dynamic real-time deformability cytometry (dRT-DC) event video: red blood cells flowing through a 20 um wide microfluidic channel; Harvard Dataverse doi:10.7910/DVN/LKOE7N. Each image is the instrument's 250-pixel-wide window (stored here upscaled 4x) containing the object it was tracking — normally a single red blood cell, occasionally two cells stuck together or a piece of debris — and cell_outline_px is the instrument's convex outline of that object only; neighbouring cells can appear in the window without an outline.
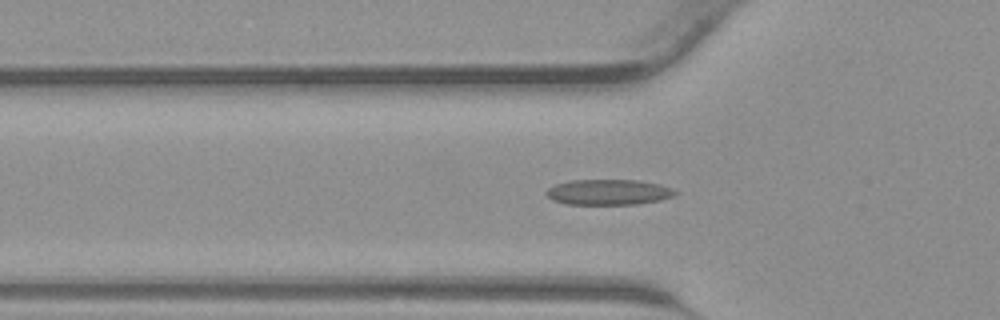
{"species": "common noctule bat (a hibernating species)", "species_latin": "Nyctalus noctula", "temperature_condition": "warm", "stored_images_in_passage": 43, "camera_frame_rate_fps": 3000, "um_per_image_px": 0.085, "animal": {"sex": "male", "body_mass_g": 23.1, "forearm_length_mm": 52.7}, "frame": {"image": 1, "passage_image": 13, "time_ms": 4.0, "image_size_px": [1000, 320], "cell_outline_px": [[680, 192], [672, 196], [660, 200], [636, 204], [564, 204], [552, 200], [544, 192], [552, 184], [572, 180], [636, 180], [660, 184], [672, 188]], "centroid_in_image_um": [51.69, 16.33], "position_along_channel_um": 74.1, "area_um2": 19.31}}
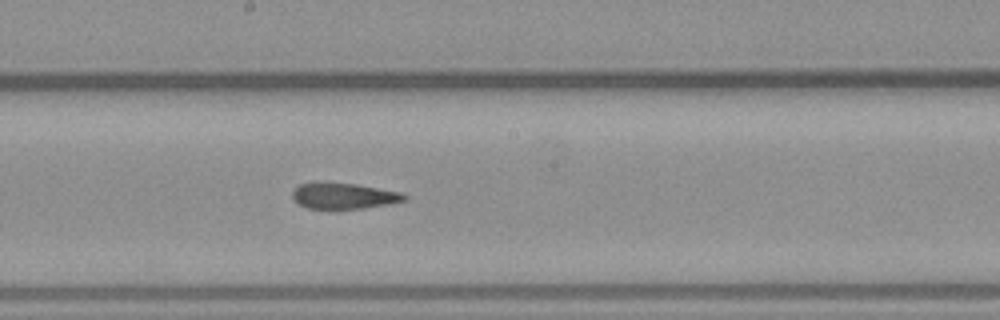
{"frame": {"image": 2, "passage_image": 22, "time_ms": 7.0, "image_size_px": [1000, 320], "cell_outline_px": [[408, 200], [388, 204], [364, 208], [332, 212], [308, 208], [300, 204], [292, 196], [292, 192], [300, 184], [312, 180], [324, 180], [356, 184], [400, 192], [408, 196]], "centroid_in_image_um": [29.17, 16.66], "position_along_channel_um": 219.0, "area_um2": 18.03}}
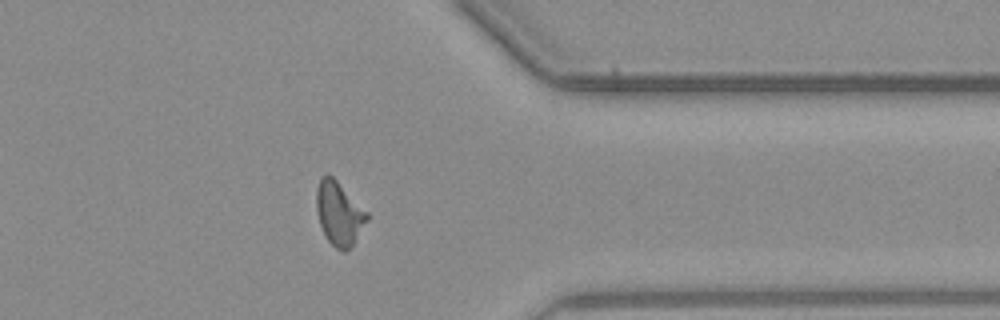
{"frame": {"image": 3, "passage_image": 33, "time_ms": 10.667, "image_size_px": [1000, 320], "cell_outline_px": [[368, 220], [352, 244], [344, 252], [336, 248], [328, 240], [320, 224], [316, 208], [316, 188], [320, 176], [328, 172], [368, 212]], "centroid_in_image_um": [28.8, 18.09], "position_along_channel_um": 382.6, "area_um2": 18.55}}